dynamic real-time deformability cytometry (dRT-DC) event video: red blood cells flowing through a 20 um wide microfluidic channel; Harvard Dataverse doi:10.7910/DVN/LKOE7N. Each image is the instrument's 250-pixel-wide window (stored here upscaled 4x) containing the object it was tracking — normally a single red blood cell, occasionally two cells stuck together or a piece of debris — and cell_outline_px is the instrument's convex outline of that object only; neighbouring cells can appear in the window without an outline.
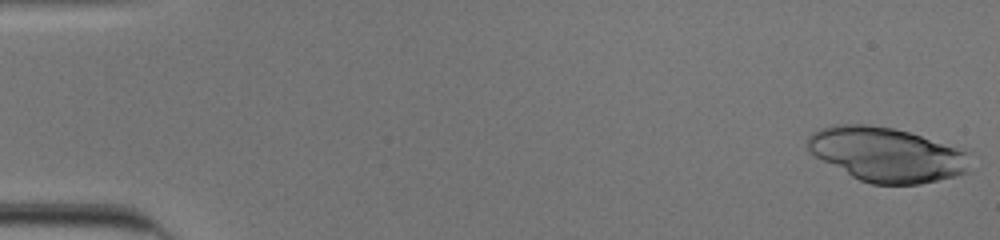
{"species": "human", "species_latin": "Homo sapiens", "temperature_condition": "cold", "stored_images_in_passage": 20, "camera_frame_rate_fps": 3000, "um_per_image_px": 0.085, "donor": {"sex": "male"}, "frame": {"image": 1, "passage_image": 1, "time_ms": 0.0, "image_size_px": [1000, 240], "cell_outline_px": [[972, 152], [968, 172], [920, 184], [872, 184], [860, 180], [852, 176], [816, 156], [808, 148], [808, 136], [812, 132], [820, 128], [836, 124], [864, 124], [892, 128], [908, 132]], "centroid_in_image_um": [75.4, 13.12], "position_along_channel_um": 9.6, "area_um2": 51.04}}
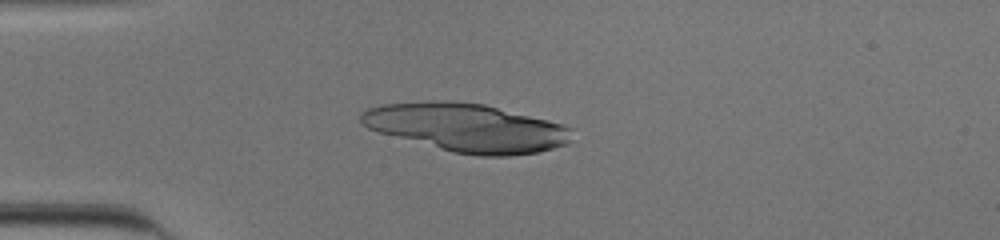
{"frame": {"image": 2, "passage_image": 14, "time_ms": 4.333, "image_size_px": [1000, 240], "cell_outline_px": [[572, 128], [568, 144], [540, 152], [508, 156], [480, 156], [452, 152], [380, 132], [368, 128], [360, 124], [360, 112], [368, 108], [380, 104], [432, 100], [448, 100], [484, 104], [548, 120]], "centroid_in_image_um": [39.64, 10.84], "position_along_channel_um": 45.4, "area_um2": 59.36}}